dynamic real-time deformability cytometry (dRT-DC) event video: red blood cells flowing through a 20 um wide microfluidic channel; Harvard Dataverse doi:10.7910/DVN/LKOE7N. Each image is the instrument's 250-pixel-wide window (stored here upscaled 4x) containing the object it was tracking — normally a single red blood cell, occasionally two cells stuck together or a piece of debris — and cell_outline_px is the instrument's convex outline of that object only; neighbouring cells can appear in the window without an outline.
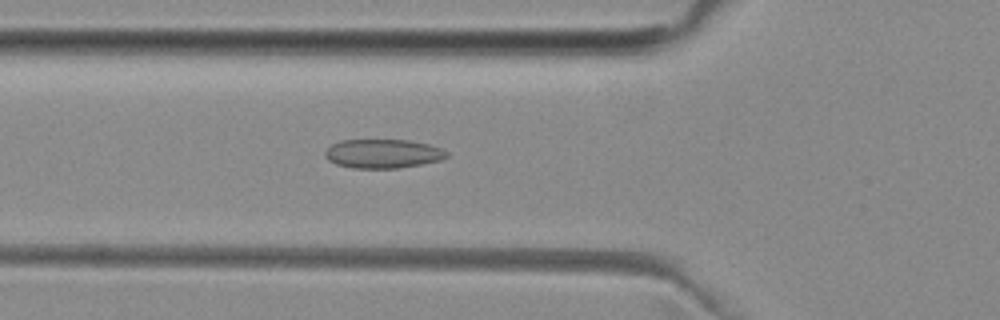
{"species": "common noctule bat (a hibernating species)", "species_latin": "Nyctalus noctula", "temperature_condition": "room temperature", "stored_images_in_passage": 40, "camera_frame_rate_fps": 3000, "um_per_image_px": 0.085, "animal": {"sex": "female", "body_mass_g": 29.2, "forearm_length_mm": 56.3}, "frame": {"image": 1, "passage_image": 6, "time_ms": 1.667, "image_size_px": [1000, 320], "cell_outline_px": [[448, 156], [440, 160], [400, 168], [352, 168], [336, 164], [328, 160], [324, 156], [324, 152], [332, 144], [340, 140], [408, 140], [428, 144], [440, 148], [448, 152]], "centroid_in_image_um": [32.52, 13.06], "position_along_channel_um": 93.3, "area_um2": 20.52}}
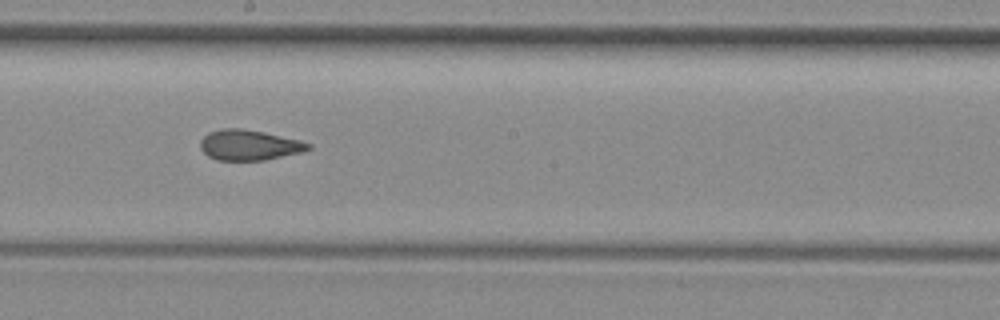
{"frame": {"image": 2, "passage_image": 16, "time_ms": 5.0, "image_size_px": [1000, 320], "cell_outline_px": [[312, 148], [300, 152], [264, 160], [216, 160], [208, 156], [200, 148], [200, 140], [208, 132], [220, 128], [240, 128], [264, 132], [300, 140], [312, 144]], "centroid_in_image_um": [21.15, 12.32], "position_along_channel_um": 227.0, "area_um2": 19.13}}
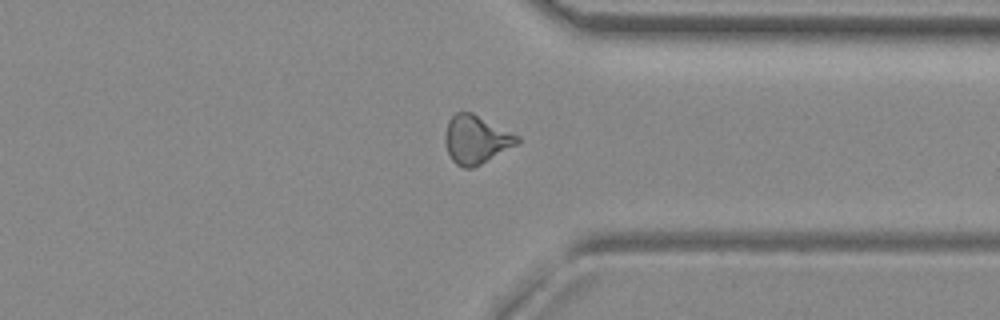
{"frame": {"image": 3, "passage_image": 27, "time_ms": 8.667, "image_size_px": [1000, 320], "cell_outline_px": [[520, 140], [516, 144], [480, 164], [472, 168], [464, 168], [456, 164], [452, 160], [448, 152], [444, 140], [444, 132], [448, 120], [456, 112], [472, 112], [520, 136]], "centroid_in_image_um": [40.43, 11.84], "position_along_channel_um": 371.0, "area_um2": 20.17}, "authors_computed_cell_mechanics": {"area_um2": 19.5942, "velocity_mm_per_s": 4.0039, "shape_relaxation_time_tau1_ms": null, "shape_relaxation_time_tau2_ms": 1.8482, "deformation_change_tau1": null, "deformation_change_tau2": 0.0877}}